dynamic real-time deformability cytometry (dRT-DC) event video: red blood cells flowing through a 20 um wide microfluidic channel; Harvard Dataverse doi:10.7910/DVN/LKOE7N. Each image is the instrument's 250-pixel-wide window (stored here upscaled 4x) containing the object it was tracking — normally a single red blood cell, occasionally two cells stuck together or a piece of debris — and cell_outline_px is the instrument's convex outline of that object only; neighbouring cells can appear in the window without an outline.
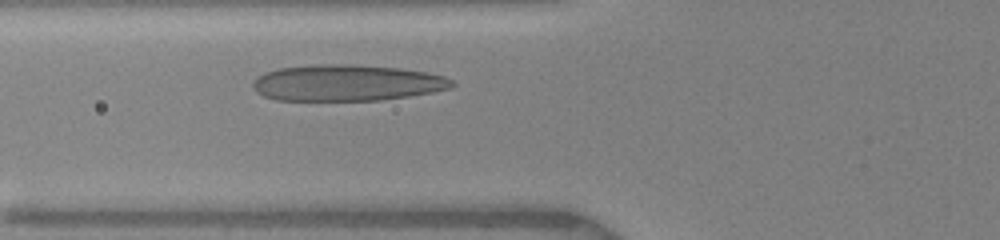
{"species": "human", "species_latin": "Homo sapiens", "temperature_condition": "warm", "stored_images_in_passage": 6, "camera_frame_rate_fps": 3000, "um_per_image_px": 0.085, "donor": {"sex": "female"}, "frame": {"image": 1, "passage_image": 4, "time_ms": 2.0, "image_size_px": [1000, 240], "cell_outline_px": [[456, 84], [452, 88], [432, 92], [408, 96], [380, 100], [276, 100], [264, 96], [256, 92], [252, 84], [264, 72], [280, 68], [320, 64], [348, 64], [396, 68], [424, 72], [444, 76], [452, 80]], "centroid_in_image_um": [29.49, 7.05], "position_along_channel_um": 96.3, "area_um2": 41.73}}
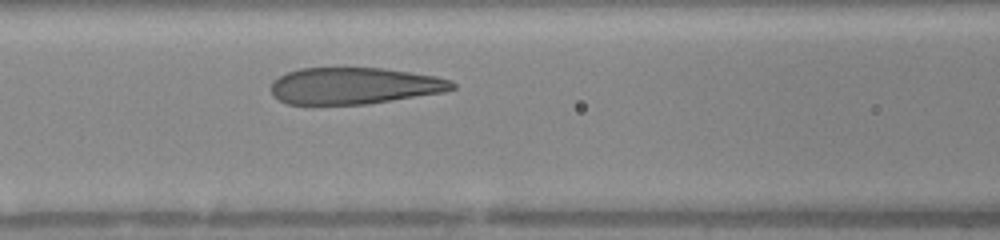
{"frame": {"image": 2, "passage_image": 6, "time_ms": 3.0, "image_size_px": [1000, 240], "cell_outline_px": [[456, 88], [444, 92], [368, 104], [312, 108], [288, 104], [280, 100], [272, 92], [272, 80], [288, 72], [300, 68], [384, 68], [436, 76], [452, 80], [456, 84]], "centroid_in_image_um": [30.08, 7.34], "position_along_channel_um": 136.5, "area_um2": 39.77}}